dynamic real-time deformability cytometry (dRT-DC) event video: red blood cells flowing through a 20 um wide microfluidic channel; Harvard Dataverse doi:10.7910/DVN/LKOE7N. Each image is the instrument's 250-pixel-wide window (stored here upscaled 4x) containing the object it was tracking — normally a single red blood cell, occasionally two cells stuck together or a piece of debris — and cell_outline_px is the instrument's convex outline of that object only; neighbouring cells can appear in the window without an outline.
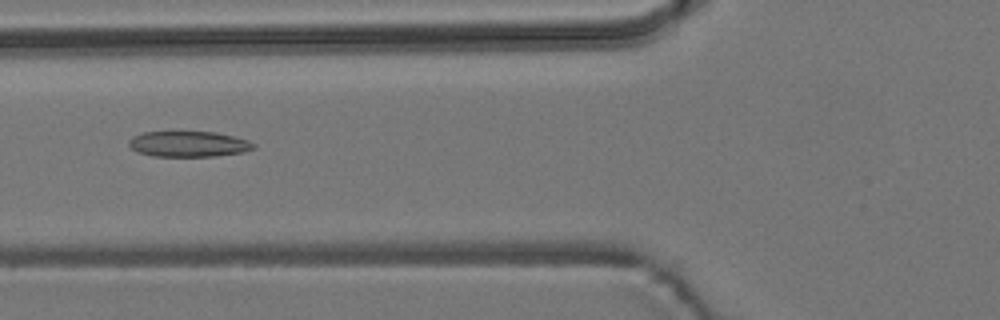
{"species": "common noctule bat (a hibernating species)", "species_latin": "Nyctalus noctula", "temperature_condition": "room temperature", "stored_images_in_passage": 6, "camera_frame_rate_fps": 3000, "um_per_image_px": 0.085, "animal": {"sex": "male", "body_mass_g": 19.2, "forearm_length_mm": 51.8}, "frame": {"image": 1, "passage_image": 6, "time_ms": 5.667, "image_size_px": [1000, 320], "cell_outline_px": [[256, 148], [244, 152], [216, 156], [152, 156], [136, 152], [128, 144], [128, 140], [132, 136], [144, 132], [216, 132], [248, 140], [256, 144]], "centroid_in_image_um": [16.03, 12.24], "position_along_channel_um": 109.8, "area_um2": 18.73}}